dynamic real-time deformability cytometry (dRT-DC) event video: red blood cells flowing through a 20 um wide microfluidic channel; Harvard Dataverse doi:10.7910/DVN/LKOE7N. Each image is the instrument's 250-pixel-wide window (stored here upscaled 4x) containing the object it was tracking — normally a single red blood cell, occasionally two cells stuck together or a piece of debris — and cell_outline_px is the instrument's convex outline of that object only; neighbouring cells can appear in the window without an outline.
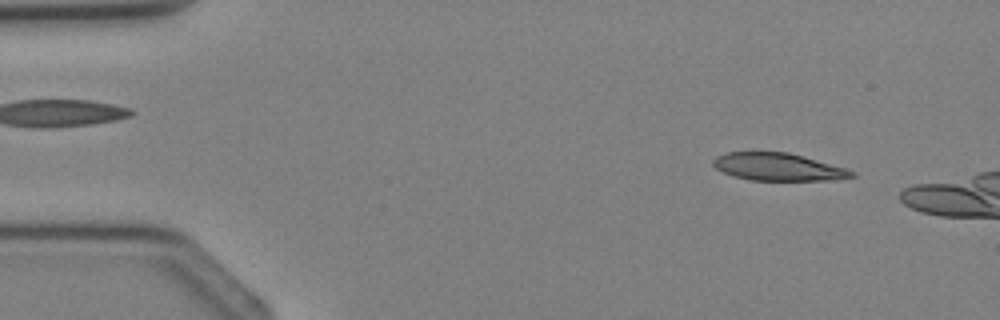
{"species": "Egyptian fruit bat (a non-hibernating species)", "species_latin": "Rousettus aegyptiacus", "temperature_condition": "cold", "stored_images_in_passage": 2, "segment_of_instrument_passage": [2, 2], "camera_frame_rate_fps": 3000, "um_per_image_px": 0.085, "animal": {"sex": "female"}, "frame": {"image": 1, "passage_image": 2, "time_ms": 1.333, "image_size_px": [1000, 320], "cell_outline_px": [[856, 176], [832, 180], [748, 180], [724, 172], [716, 168], [712, 164], [712, 160], [716, 156], [728, 152], [788, 152], [804, 156], [844, 168], [856, 172]], "centroid_in_image_um": [66.13, 14.18], "position_along_channel_um": 18.9, "area_um2": 22.08}}